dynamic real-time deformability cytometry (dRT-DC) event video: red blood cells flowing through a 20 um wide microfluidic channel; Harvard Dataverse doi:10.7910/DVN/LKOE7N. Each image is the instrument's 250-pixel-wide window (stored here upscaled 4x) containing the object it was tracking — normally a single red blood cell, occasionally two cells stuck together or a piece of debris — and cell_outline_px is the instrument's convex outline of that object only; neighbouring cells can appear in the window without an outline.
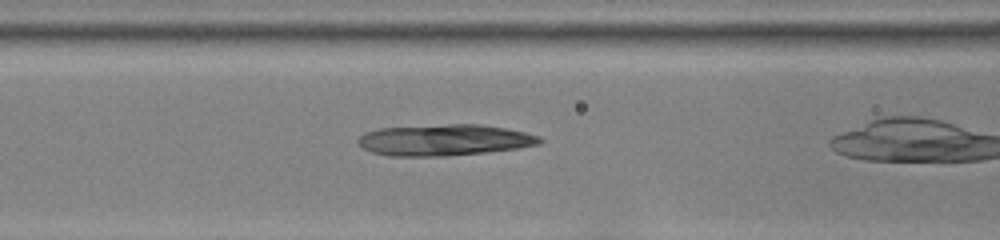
{"species": "common noctule bat (a hibernating species)", "species_latin": "Nyctalus noctula", "temperature_condition": "room temperature", "stored_images_in_passage": 33, "camera_frame_rate_fps": 3000, "um_per_image_px": 0.085, "animal": {"sex": "female", "body_mass_g": 22.0, "forearm_length_mm": 56.7}, "frame": {"image": 1, "passage_image": 13, "time_ms": 4.0, "image_size_px": [1000, 240], "cell_outline_px": [[544, 140], [540, 144], [516, 148], [484, 152], [444, 156], [388, 156], [372, 152], [364, 148], [356, 140], [364, 132], [380, 128], [448, 124], [480, 124], [504, 128], [524, 132], [540, 136]], "centroid_in_image_um": [37.76, 11.9], "position_along_channel_um": 128.8, "area_um2": 32.95}}
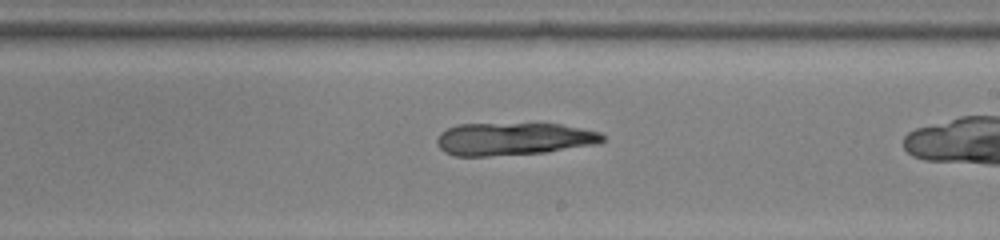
{"frame": {"image": 2, "passage_image": 22, "time_ms": 7.0, "image_size_px": [1000, 240], "cell_outline_px": [[604, 140], [600, 144], [548, 152], [488, 156], [456, 156], [444, 152], [436, 144], [436, 140], [440, 132], [456, 124], [560, 124], [600, 132], [604, 136]], "centroid_in_image_um": [43.65, 11.82], "position_along_channel_um": 245.3, "area_um2": 31.67}}
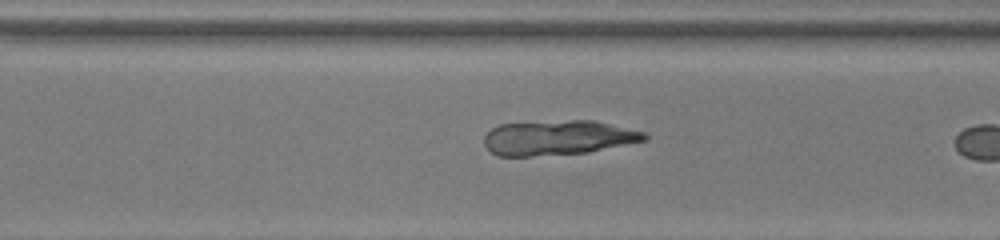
{"frame": {"image": 3, "passage_image": 28, "time_ms": 9.0, "image_size_px": [1000, 240], "cell_outline_px": [[648, 140], [588, 152], [532, 156], [496, 156], [484, 144], [484, 136], [492, 128], [500, 124], [572, 120], [592, 120], [644, 132], [648, 136]], "centroid_in_image_um": [47.42, 11.71], "position_along_channel_um": 323.2, "area_um2": 32.25}}